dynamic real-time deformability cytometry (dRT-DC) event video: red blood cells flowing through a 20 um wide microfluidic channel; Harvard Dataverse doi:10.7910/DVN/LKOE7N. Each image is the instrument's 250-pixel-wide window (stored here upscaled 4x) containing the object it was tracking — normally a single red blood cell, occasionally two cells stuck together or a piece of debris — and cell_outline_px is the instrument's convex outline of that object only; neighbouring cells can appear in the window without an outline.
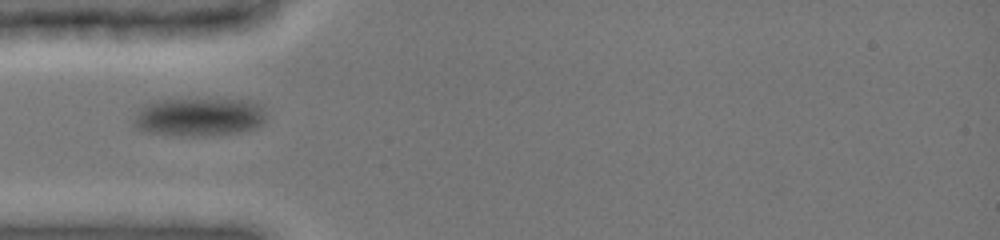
{"species": "common noctule bat (a hibernating species)", "species_latin": "Nyctalus noctula", "temperature_condition": "cold", "stored_images_in_passage": 5, "camera_frame_rate_fps": 3000, "um_per_image_px": 0.085, "animal": {"sex": "female", "body_mass_g": 19.0, "forearm_length_mm": 51.5}, "frame": {"image": 1, "passage_image": 1, "time_ms": 0.0, "image_size_px": [1000, 240], "cell_outline_px": [[264, 120], [256, 128], [240, 132], [204, 136], [180, 136], [144, 132], [136, 128], [132, 124], [132, 120], [136, 112], [140, 108], [148, 104], [160, 100], [248, 100], [260, 104], [264, 108]], "centroid_in_image_um": [16.88, 9.96], "position_along_channel_um": 68.1, "area_um2": 29.65}}
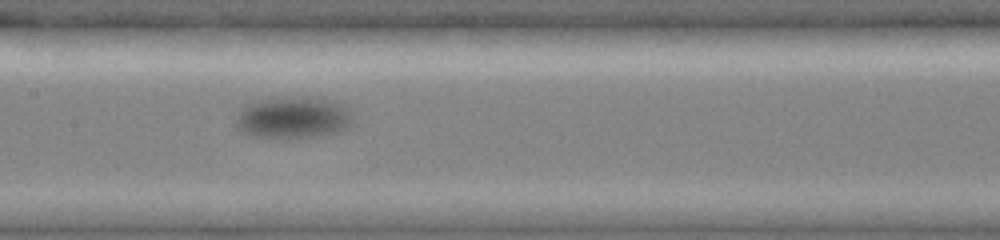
{"frame": {"image": 2, "passage_image": 4, "time_ms": 3.333, "image_size_px": [1000, 240], "cell_outline_px": [[352, 124], [348, 128], [336, 132], [320, 136], [256, 136], [240, 132], [232, 124], [236, 116], [248, 104], [256, 100], [308, 96], [328, 100], [344, 104], [348, 108], [352, 120]], "centroid_in_image_um": [24.91, 9.98], "position_along_channel_um": 182.5, "area_um2": 28.15}}
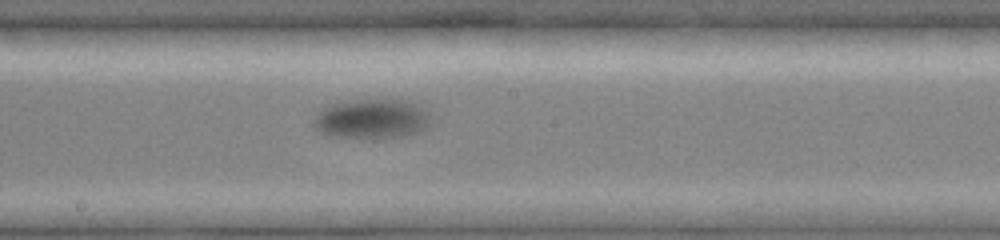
{"frame": {"image": 3, "passage_image": 5, "time_ms": 4.333, "image_size_px": [1000, 240], "cell_outline_px": [[432, 120], [420, 132], [400, 136], [372, 140], [332, 136], [320, 132], [312, 124], [316, 116], [324, 108], [332, 104], [356, 100], [404, 100], [420, 104], [428, 112]], "centroid_in_image_um": [31.64, 10.13], "position_along_channel_um": 216.6, "area_um2": 27.28}}